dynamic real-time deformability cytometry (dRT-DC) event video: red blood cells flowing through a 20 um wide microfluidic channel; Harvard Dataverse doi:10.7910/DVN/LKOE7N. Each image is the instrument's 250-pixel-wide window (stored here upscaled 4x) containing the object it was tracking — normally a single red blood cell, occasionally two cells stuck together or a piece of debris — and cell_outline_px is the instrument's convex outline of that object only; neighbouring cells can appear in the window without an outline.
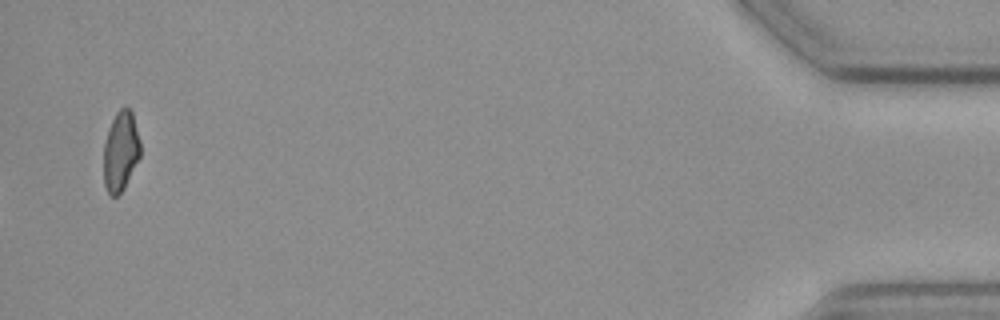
{"species": "common noctule bat (a hibernating species)", "species_latin": "Nyctalus noctula", "temperature_condition": "cold", "stored_images_in_passage": 15, "camera_frame_rate_fps": 3000, "um_per_image_px": 0.085, "animal": {"sex": "female", "body_mass_g": 19.3, "forearm_length_mm": 54.1}, "frame": {"image": 1, "passage_image": 15, "time_ms": 18.0, "image_size_px": [1000, 320], "cell_outline_px": [[140, 156], [124, 188], [116, 196], [108, 196], [104, 184], [104, 140], [108, 128], [116, 112], [124, 104], [132, 112], [140, 140]], "centroid_in_image_um": [10.24, 12.83], "position_along_channel_um": 425.0, "area_um2": 17.22}}